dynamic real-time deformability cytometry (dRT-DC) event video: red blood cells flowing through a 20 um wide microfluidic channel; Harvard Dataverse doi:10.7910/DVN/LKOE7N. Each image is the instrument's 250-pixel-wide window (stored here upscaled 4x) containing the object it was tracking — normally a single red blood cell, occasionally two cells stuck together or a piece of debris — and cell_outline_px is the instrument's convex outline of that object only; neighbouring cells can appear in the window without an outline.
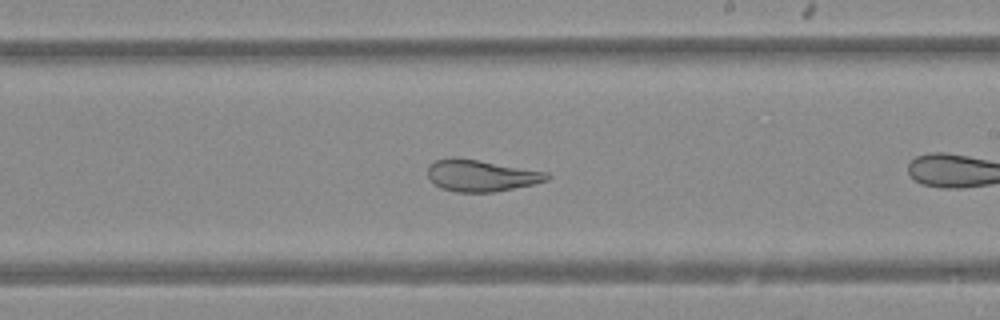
{"species": "Egyptian fruit bat (a non-hibernating species)", "species_latin": "Rousettus aegyptiacus", "temperature_condition": "warm", "stored_images_in_passage": 18, "camera_frame_rate_fps": 3000, "um_per_image_px": 0.085, "animal": {"sex": "female"}, "frame": {"image": 1, "passage_image": 16, "time_ms": 5.0, "image_size_px": [1000, 320], "cell_outline_px": [[552, 176], [548, 180], [532, 184], [496, 192], [456, 192], [440, 188], [428, 176], [428, 164], [436, 160], [452, 156], [456, 156], [548, 172]], "centroid_in_image_um": [40.89, 14.91], "position_along_channel_um": 248.1, "area_um2": 22.14}}